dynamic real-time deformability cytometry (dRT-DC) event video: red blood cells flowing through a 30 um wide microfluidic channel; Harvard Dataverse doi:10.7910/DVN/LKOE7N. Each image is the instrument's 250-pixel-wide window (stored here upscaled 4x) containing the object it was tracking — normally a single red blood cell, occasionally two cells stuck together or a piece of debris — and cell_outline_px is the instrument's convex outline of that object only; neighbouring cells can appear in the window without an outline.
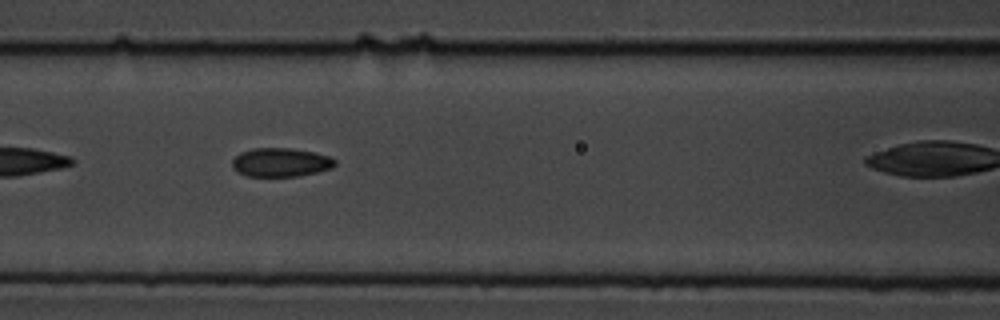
{"species": "common noctule bat (a hibernating species)", "species_latin": "Nyctalus noctula", "temperature_condition": "cold", "stored_images_in_passage": 12, "camera_frame_rate_fps": 3000, "um_per_image_px": 0.085, "animal": {"sex": "male", "body_mass_g": 19.5, "forearm_length_mm": 54.6}, "frame": {"image": 1, "passage_image": 6, "time_ms": 5.667, "image_size_px": [1000, 320], "cell_outline_px": [[336, 164], [332, 168], [300, 176], [248, 176], [236, 172], [232, 168], [232, 160], [240, 152], [252, 148], [292, 148], [312, 152], [328, 156], [336, 160]], "centroid_in_image_um": [23.83, 13.8], "position_along_channel_um": 142.8, "area_um2": 17.28}}
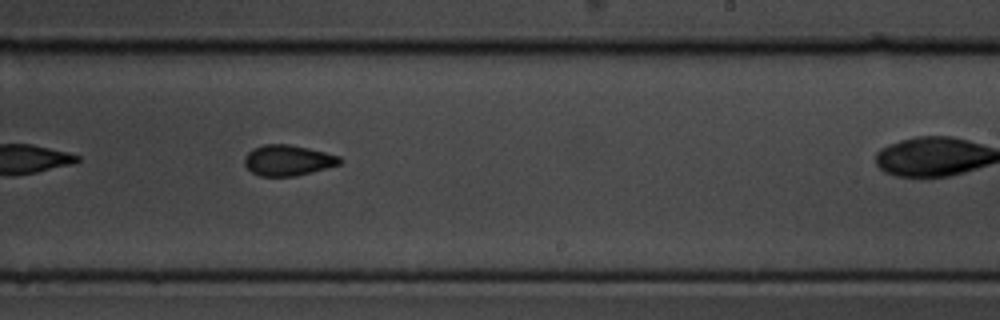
{"frame": {"image": 2, "passage_image": 9, "time_ms": 9.0, "image_size_px": [1000, 320], "cell_outline_px": [[340, 164], [312, 172], [296, 176], [260, 176], [252, 172], [244, 164], [244, 156], [252, 148], [264, 144], [288, 144], [308, 148], [340, 156]], "centroid_in_image_um": [24.43, 13.62], "position_along_channel_um": 264.6, "area_um2": 16.99}}